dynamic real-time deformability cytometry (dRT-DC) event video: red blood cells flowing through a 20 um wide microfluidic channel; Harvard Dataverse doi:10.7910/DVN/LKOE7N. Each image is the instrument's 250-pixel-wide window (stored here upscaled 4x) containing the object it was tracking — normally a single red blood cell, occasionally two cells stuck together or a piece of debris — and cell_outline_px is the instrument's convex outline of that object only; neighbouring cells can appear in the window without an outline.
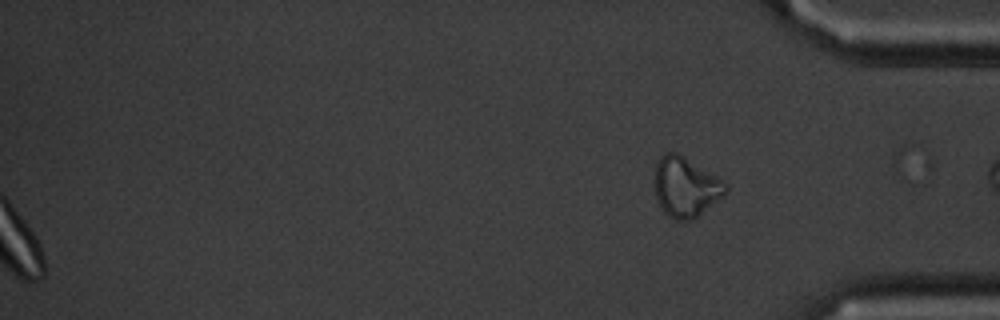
{"species": "common noctule bat (a hibernating species)", "species_latin": "Nyctalus noctula", "temperature_condition": "cold", "stored_images_in_passage": 53, "segment_of_instrument_passage": [2, 2], "camera_frame_rate_fps": 3000, "um_per_image_px": 0.085, "animal": {"sex": "male", "body_mass_g": 20.1, "forearm_length_mm": 53.5}, "frame": {"image": 1, "passage_image": 53, "time_ms": 17.333, "image_size_px": [1000, 320], "cell_outline_px": [[728, 192], [724, 196], [692, 220], [676, 220], [668, 216], [664, 212], [656, 200], [656, 160], [664, 152], [676, 152], [724, 180], [728, 184]], "centroid_in_image_um": [58.3, 15.9], "position_along_channel_um": 376.9, "area_um2": 24.8}}